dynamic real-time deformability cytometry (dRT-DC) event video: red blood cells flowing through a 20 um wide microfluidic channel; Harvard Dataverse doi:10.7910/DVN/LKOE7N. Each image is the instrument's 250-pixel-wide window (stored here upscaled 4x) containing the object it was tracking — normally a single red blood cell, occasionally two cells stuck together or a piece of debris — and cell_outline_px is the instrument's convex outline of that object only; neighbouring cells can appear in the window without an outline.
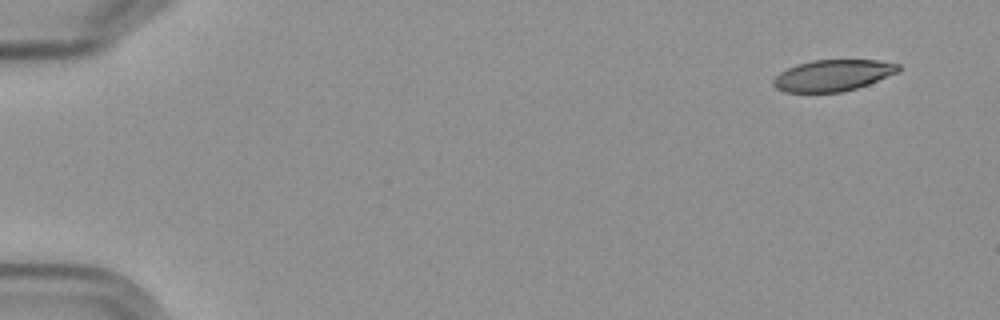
{"species": "Egyptian fruit bat (a non-hibernating species)", "species_latin": "Rousettus aegyptiacus", "temperature_condition": "cold", "stored_images_in_passage": 5, "camera_frame_rate_fps": 3000, "um_per_image_px": 0.085, "frame": {"image": 1, "passage_image": 1, "time_ms": 0.0, "image_size_px": [1000, 320], "cell_outline_px": [[900, 68], [896, 72], [868, 84], [856, 88], [840, 92], [784, 92], [776, 88], [772, 84], [772, 80], [780, 72], [788, 68], [812, 60], [880, 60], [900, 64]], "centroid_in_image_um": [70.77, 6.41], "position_along_channel_um": 14.2, "area_um2": 22.6}}
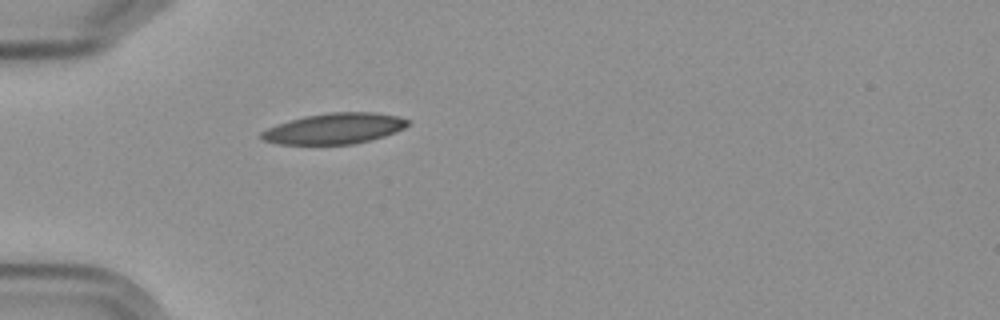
{"frame": {"image": 2, "passage_image": 5, "time_ms": 4.667, "image_size_px": [1000, 320], "cell_outline_px": [[408, 124], [404, 128], [396, 132], [384, 136], [352, 144], [276, 144], [264, 140], [260, 136], [260, 132], [268, 128], [288, 120], [304, 116], [328, 112], [376, 112], [400, 116], [408, 120]], "centroid_in_image_um": [28.42, 10.91], "position_along_channel_um": 56.6, "area_um2": 26.24}}